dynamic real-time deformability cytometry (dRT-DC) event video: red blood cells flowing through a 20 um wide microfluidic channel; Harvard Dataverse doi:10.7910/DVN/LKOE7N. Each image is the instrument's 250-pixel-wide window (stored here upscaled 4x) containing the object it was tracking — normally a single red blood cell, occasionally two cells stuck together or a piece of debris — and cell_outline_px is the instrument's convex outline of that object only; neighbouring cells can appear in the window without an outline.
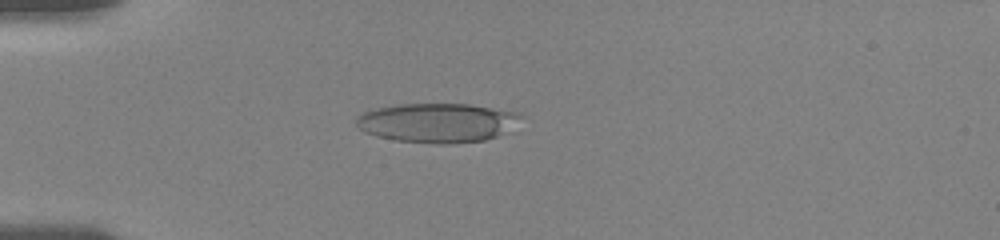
{"species": "human", "species_latin": "Homo sapiens", "temperature_condition": "room temperature", "stored_images_in_passage": 29, "camera_frame_rate_fps": 3000, "um_per_image_px": 0.085, "donor": {"sex": "female"}, "frame": {"image": 1, "passage_image": 12, "time_ms": 5.0, "image_size_px": [1000, 240], "cell_outline_px": [[524, 116], [496, 136], [484, 140], [448, 144], [436, 144], [396, 140], [376, 136], [364, 132], [356, 124], [356, 120], [364, 112], [376, 108], [396, 104], [468, 104], [520, 112]], "centroid_in_image_um": [37.14, 10.43], "position_along_channel_um": 47.9, "area_um2": 37.34}}
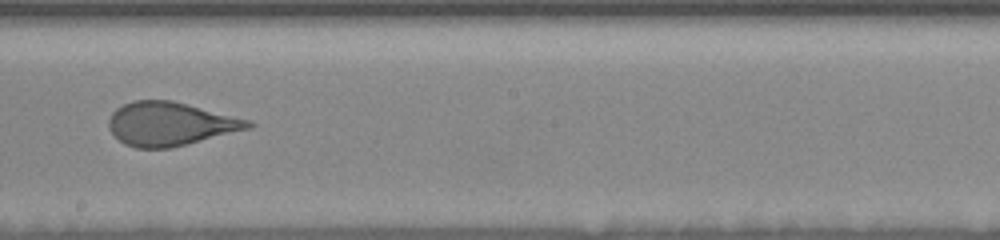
{"frame": {"image": 2, "passage_image": 23, "time_ms": 10.667, "image_size_px": [1000, 240], "cell_outline_px": [[256, 124], [252, 128], [172, 148], [136, 148], [124, 144], [108, 128], [108, 120], [112, 112], [116, 108], [132, 100], [172, 100], [252, 120]], "centroid_in_image_um": [14.5, 10.53], "position_along_channel_um": 233.7, "area_um2": 35.72}}
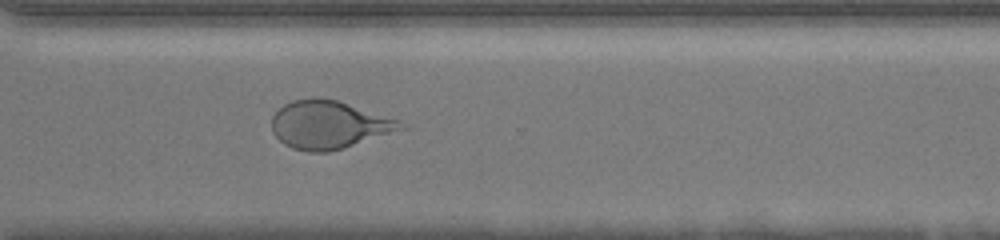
{"frame": {"image": 3, "passage_image": 29, "time_ms": 13.667, "image_size_px": [1000, 240], "cell_outline_px": [[408, 128], [344, 148], [328, 152], [308, 152], [292, 148], [284, 144], [272, 132], [272, 116], [284, 104], [292, 100], [312, 96], [320, 96], [336, 100], [404, 120]], "centroid_in_image_um": [28.01, 10.59], "position_along_channel_um": 342.6, "area_um2": 36.76}}